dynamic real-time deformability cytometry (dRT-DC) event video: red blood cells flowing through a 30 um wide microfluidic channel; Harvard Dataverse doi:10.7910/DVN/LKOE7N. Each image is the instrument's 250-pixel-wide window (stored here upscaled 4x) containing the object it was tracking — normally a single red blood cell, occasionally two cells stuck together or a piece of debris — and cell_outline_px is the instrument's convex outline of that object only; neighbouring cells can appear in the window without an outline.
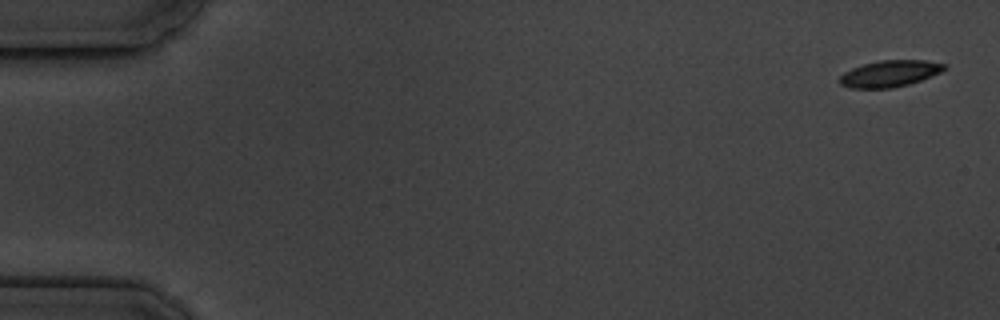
{"species": "common noctule bat (a hibernating species)", "species_latin": "Nyctalus noctula", "temperature_condition": "cold", "stored_images_in_passage": 6, "camera_frame_rate_fps": 3000, "um_per_image_px": 0.085, "animal": {"sex": "male", "body_mass_g": 19.5, "forearm_length_mm": 54.6}, "frame": {"image": 1, "passage_image": 1, "time_ms": 0.0, "image_size_px": [1000, 320], "cell_outline_px": [[948, 68], [940, 72], [920, 80], [908, 84], [892, 88], [852, 88], [840, 84], [840, 76], [844, 72], [852, 68], [864, 64], [880, 60], [924, 60], [948, 64]], "centroid_in_image_um": [75.65, 6.25], "position_along_channel_um": 9.3, "area_um2": 16.07}}